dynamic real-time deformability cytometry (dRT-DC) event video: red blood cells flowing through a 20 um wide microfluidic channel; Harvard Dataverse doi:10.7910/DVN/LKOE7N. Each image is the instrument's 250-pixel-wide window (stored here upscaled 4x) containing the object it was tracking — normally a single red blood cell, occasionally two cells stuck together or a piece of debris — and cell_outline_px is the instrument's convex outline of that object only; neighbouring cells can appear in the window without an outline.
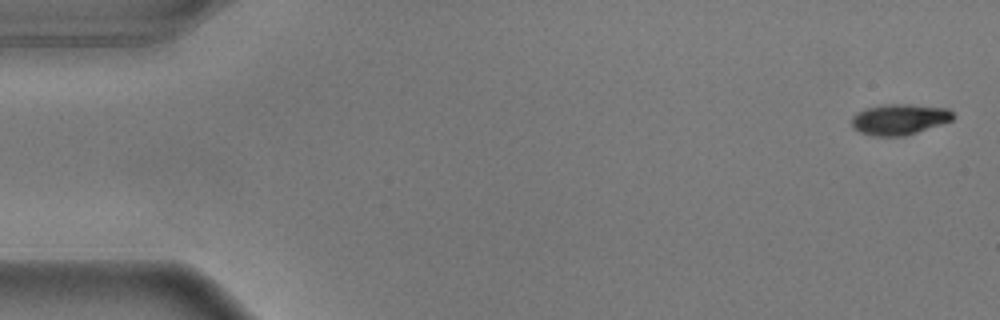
{"species": "common noctule bat (a hibernating species)", "species_latin": "Nyctalus noctula", "temperature_condition": "warm", "stored_images_in_passage": 13, "segment_of_instrument_passage": [2, 2], "camera_frame_rate_fps": 3000, "um_per_image_px": 0.085, "animal": {"sex": "male", "body_mass_g": 17.9}, "frame": {"image": 1, "passage_image": 13, "time_ms": 4.0, "image_size_px": [1000, 320], "cell_outline_px": [[956, 116], [952, 120], [904, 136], [872, 136], [860, 132], [852, 128], [852, 116], [856, 112], [864, 108], [880, 104], [912, 104], [948, 108]], "centroid_in_image_um": [76.41, 10.13], "position_along_channel_um": 8.6, "area_um2": 18.38}}